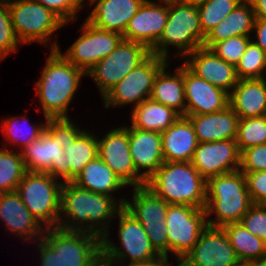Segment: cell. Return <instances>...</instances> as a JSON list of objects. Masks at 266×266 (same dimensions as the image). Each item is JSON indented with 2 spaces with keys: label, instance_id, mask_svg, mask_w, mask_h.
Listing matches in <instances>:
<instances>
[{
  "label": "cell",
  "instance_id": "ee69618b",
  "mask_svg": "<svg viewBox=\"0 0 266 266\" xmlns=\"http://www.w3.org/2000/svg\"><path fill=\"white\" fill-rule=\"evenodd\" d=\"M243 173L253 204L266 206V171Z\"/></svg>",
  "mask_w": 266,
  "mask_h": 266
},
{
  "label": "cell",
  "instance_id": "7a4b0ae2",
  "mask_svg": "<svg viewBox=\"0 0 266 266\" xmlns=\"http://www.w3.org/2000/svg\"><path fill=\"white\" fill-rule=\"evenodd\" d=\"M101 243L91 233L47 228L37 243L41 266H103Z\"/></svg>",
  "mask_w": 266,
  "mask_h": 266
},
{
  "label": "cell",
  "instance_id": "e575fe53",
  "mask_svg": "<svg viewBox=\"0 0 266 266\" xmlns=\"http://www.w3.org/2000/svg\"><path fill=\"white\" fill-rule=\"evenodd\" d=\"M243 0H206L197 5L200 25L206 36L220 21H222Z\"/></svg>",
  "mask_w": 266,
  "mask_h": 266
},
{
  "label": "cell",
  "instance_id": "4dcf8cb0",
  "mask_svg": "<svg viewBox=\"0 0 266 266\" xmlns=\"http://www.w3.org/2000/svg\"><path fill=\"white\" fill-rule=\"evenodd\" d=\"M72 182L82 189L107 196L127 186L99 156L90 161Z\"/></svg>",
  "mask_w": 266,
  "mask_h": 266
},
{
  "label": "cell",
  "instance_id": "60d3db41",
  "mask_svg": "<svg viewBox=\"0 0 266 266\" xmlns=\"http://www.w3.org/2000/svg\"><path fill=\"white\" fill-rule=\"evenodd\" d=\"M71 118H48L46 119V130L59 140V145L65 148L70 141L76 138L84 131L80 130ZM77 127V128H76Z\"/></svg>",
  "mask_w": 266,
  "mask_h": 266
},
{
  "label": "cell",
  "instance_id": "8d00e7d4",
  "mask_svg": "<svg viewBox=\"0 0 266 266\" xmlns=\"http://www.w3.org/2000/svg\"><path fill=\"white\" fill-rule=\"evenodd\" d=\"M236 143L240 152L266 144V115L239 119Z\"/></svg>",
  "mask_w": 266,
  "mask_h": 266
},
{
  "label": "cell",
  "instance_id": "ba28073f",
  "mask_svg": "<svg viewBox=\"0 0 266 266\" xmlns=\"http://www.w3.org/2000/svg\"><path fill=\"white\" fill-rule=\"evenodd\" d=\"M116 215L119 216V240L122 248H118L108 237L102 239V265L112 266L130 260L129 264L152 261L162 255L150 242L143 226L124 208ZM130 257V258H129ZM127 258V259H126ZM119 260V261H118Z\"/></svg>",
  "mask_w": 266,
  "mask_h": 266
},
{
  "label": "cell",
  "instance_id": "1f68e13d",
  "mask_svg": "<svg viewBox=\"0 0 266 266\" xmlns=\"http://www.w3.org/2000/svg\"><path fill=\"white\" fill-rule=\"evenodd\" d=\"M131 116L132 127L161 133L181 115L174 109L147 98L133 108Z\"/></svg>",
  "mask_w": 266,
  "mask_h": 266
},
{
  "label": "cell",
  "instance_id": "7402d4cb",
  "mask_svg": "<svg viewBox=\"0 0 266 266\" xmlns=\"http://www.w3.org/2000/svg\"><path fill=\"white\" fill-rule=\"evenodd\" d=\"M0 219L12 233H18L24 240L34 241L35 236L40 240L46 229L25 207L16 191L0 193Z\"/></svg>",
  "mask_w": 266,
  "mask_h": 266
},
{
  "label": "cell",
  "instance_id": "9c48e42d",
  "mask_svg": "<svg viewBox=\"0 0 266 266\" xmlns=\"http://www.w3.org/2000/svg\"><path fill=\"white\" fill-rule=\"evenodd\" d=\"M6 2L15 35L22 45L38 42L48 47L50 36L66 24L58 15L36 0Z\"/></svg>",
  "mask_w": 266,
  "mask_h": 266
},
{
  "label": "cell",
  "instance_id": "d590c367",
  "mask_svg": "<svg viewBox=\"0 0 266 266\" xmlns=\"http://www.w3.org/2000/svg\"><path fill=\"white\" fill-rule=\"evenodd\" d=\"M263 71H266V52L251 40L236 65L237 76L239 79H261L265 78Z\"/></svg>",
  "mask_w": 266,
  "mask_h": 266
},
{
  "label": "cell",
  "instance_id": "4fadbf2b",
  "mask_svg": "<svg viewBox=\"0 0 266 266\" xmlns=\"http://www.w3.org/2000/svg\"><path fill=\"white\" fill-rule=\"evenodd\" d=\"M83 34L70 46L66 53H61L75 67L88 72L97 62L115 50L123 39L117 32L95 27L85 20Z\"/></svg>",
  "mask_w": 266,
  "mask_h": 266
},
{
  "label": "cell",
  "instance_id": "3957f363",
  "mask_svg": "<svg viewBox=\"0 0 266 266\" xmlns=\"http://www.w3.org/2000/svg\"><path fill=\"white\" fill-rule=\"evenodd\" d=\"M86 73L75 67L62 54L57 42L51 47L40 80L36 83L45 119L68 118V105Z\"/></svg>",
  "mask_w": 266,
  "mask_h": 266
},
{
  "label": "cell",
  "instance_id": "5bb4252c",
  "mask_svg": "<svg viewBox=\"0 0 266 266\" xmlns=\"http://www.w3.org/2000/svg\"><path fill=\"white\" fill-rule=\"evenodd\" d=\"M238 261L224 229L207 226L177 266H230Z\"/></svg>",
  "mask_w": 266,
  "mask_h": 266
},
{
  "label": "cell",
  "instance_id": "b9f144b4",
  "mask_svg": "<svg viewBox=\"0 0 266 266\" xmlns=\"http://www.w3.org/2000/svg\"><path fill=\"white\" fill-rule=\"evenodd\" d=\"M239 223L254 236L266 242V206L253 204Z\"/></svg>",
  "mask_w": 266,
  "mask_h": 266
},
{
  "label": "cell",
  "instance_id": "d6986e66",
  "mask_svg": "<svg viewBox=\"0 0 266 266\" xmlns=\"http://www.w3.org/2000/svg\"><path fill=\"white\" fill-rule=\"evenodd\" d=\"M184 65L196 76L230 93L238 83L236 66L217 56L211 49L200 47L186 55Z\"/></svg>",
  "mask_w": 266,
  "mask_h": 266
},
{
  "label": "cell",
  "instance_id": "603a6c76",
  "mask_svg": "<svg viewBox=\"0 0 266 266\" xmlns=\"http://www.w3.org/2000/svg\"><path fill=\"white\" fill-rule=\"evenodd\" d=\"M161 135L164 162H191L199 142L188 117L180 116Z\"/></svg>",
  "mask_w": 266,
  "mask_h": 266
},
{
  "label": "cell",
  "instance_id": "836d02e7",
  "mask_svg": "<svg viewBox=\"0 0 266 266\" xmlns=\"http://www.w3.org/2000/svg\"><path fill=\"white\" fill-rule=\"evenodd\" d=\"M0 150V193L16 191L27 172L21 152Z\"/></svg>",
  "mask_w": 266,
  "mask_h": 266
},
{
  "label": "cell",
  "instance_id": "f907efd6",
  "mask_svg": "<svg viewBox=\"0 0 266 266\" xmlns=\"http://www.w3.org/2000/svg\"><path fill=\"white\" fill-rule=\"evenodd\" d=\"M253 266H266V253L253 263Z\"/></svg>",
  "mask_w": 266,
  "mask_h": 266
},
{
  "label": "cell",
  "instance_id": "7bdbcfd3",
  "mask_svg": "<svg viewBox=\"0 0 266 266\" xmlns=\"http://www.w3.org/2000/svg\"><path fill=\"white\" fill-rule=\"evenodd\" d=\"M242 172L266 171V144L244 149L241 152Z\"/></svg>",
  "mask_w": 266,
  "mask_h": 266
},
{
  "label": "cell",
  "instance_id": "ac0fdd59",
  "mask_svg": "<svg viewBox=\"0 0 266 266\" xmlns=\"http://www.w3.org/2000/svg\"><path fill=\"white\" fill-rule=\"evenodd\" d=\"M186 115H202L229 106V93L196 76L184 65Z\"/></svg>",
  "mask_w": 266,
  "mask_h": 266
},
{
  "label": "cell",
  "instance_id": "f6af8a7d",
  "mask_svg": "<svg viewBox=\"0 0 266 266\" xmlns=\"http://www.w3.org/2000/svg\"><path fill=\"white\" fill-rule=\"evenodd\" d=\"M45 8L53 11L66 24L76 17V12L83 7L84 0H36Z\"/></svg>",
  "mask_w": 266,
  "mask_h": 266
},
{
  "label": "cell",
  "instance_id": "ffe728a7",
  "mask_svg": "<svg viewBox=\"0 0 266 266\" xmlns=\"http://www.w3.org/2000/svg\"><path fill=\"white\" fill-rule=\"evenodd\" d=\"M128 130L130 155L136 171L147 181L164 163L160 132L124 126ZM144 172L140 173V170Z\"/></svg>",
  "mask_w": 266,
  "mask_h": 266
},
{
  "label": "cell",
  "instance_id": "277c9868",
  "mask_svg": "<svg viewBox=\"0 0 266 266\" xmlns=\"http://www.w3.org/2000/svg\"><path fill=\"white\" fill-rule=\"evenodd\" d=\"M146 185L168 204L205 208L207 181L191 162H164Z\"/></svg>",
  "mask_w": 266,
  "mask_h": 266
},
{
  "label": "cell",
  "instance_id": "4316f807",
  "mask_svg": "<svg viewBox=\"0 0 266 266\" xmlns=\"http://www.w3.org/2000/svg\"><path fill=\"white\" fill-rule=\"evenodd\" d=\"M168 205L144 184L134 187L132 202L125 200L123 208L139 221L146 231L148 228L162 227L165 224Z\"/></svg>",
  "mask_w": 266,
  "mask_h": 266
},
{
  "label": "cell",
  "instance_id": "d6a6232c",
  "mask_svg": "<svg viewBox=\"0 0 266 266\" xmlns=\"http://www.w3.org/2000/svg\"><path fill=\"white\" fill-rule=\"evenodd\" d=\"M240 261L254 263L266 253V242L254 236L241 223L222 227Z\"/></svg>",
  "mask_w": 266,
  "mask_h": 266
},
{
  "label": "cell",
  "instance_id": "9a60e30c",
  "mask_svg": "<svg viewBox=\"0 0 266 266\" xmlns=\"http://www.w3.org/2000/svg\"><path fill=\"white\" fill-rule=\"evenodd\" d=\"M98 156L126 185L141 186L146 180L139 174L130 155L128 130L118 127L98 139Z\"/></svg>",
  "mask_w": 266,
  "mask_h": 266
},
{
  "label": "cell",
  "instance_id": "2e32d148",
  "mask_svg": "<svg viewBox=\"0 0 266 266\" xmlns=\"http://www.w3.org/2000/svg\"><path fill=\"white\" fill-rule=\"evenodd\" d=\"M191 163L207 181L211 177L239 170L241 152L236 140L199 142Z\"/></svg>",
  "mask_w": 266,
  "mask_h": 266
},
{
  "label": "cell",
  "instance_id": "bcb514c9",
  "mask_svg": "<svg viewBox=\"0 0 266 266\" xmlns=\"http://www.w3.org/2000/svg\"><path fill=\"white\" fill-rule=\"evenodd\" d=\"M166 224L162 227L148 228L147 236L154 248L162 255L168 257V238Z\"/></svg>",
  "mask_w": 266,
  "mask_h": 266
},
{
  "label": "cell",
  "instance_id": "ab89813d",
  "mask_svg": "<svg viewBox=\"0 0 266 266\" xmlns=\"http://www.w3.org/2000/svg\"><path fill=\"white\" fill-rule=\"evenodd\" d=\"M19 42L13 29L8 4L6 0H0V55L5 59L9 53L16 52Z\"/></svg>",
  "mask_w": 266,
  "mask_h": 266
},
{
  "label": "cell",
  "instance_id": "681fc988",
  "mask_svg": "<svg viewBox=\"0 0 266 266\" xmlns=\"http://www.w3.org/2000/svg\"><path fill=\"white\" fill-rule=\"evenodd\" d=\"M168 257L161 256L156 258L152 261L143 262V263H135V264H128L126 266H169L168 264Z\"/></svg>",
  "mask_w": 266,
  "mask_h": 266
},
{
  "label": "cell",
  "instance_id": "74e56055",
  "mask_svg": "<svg viewBox=\"0 0 266 266\" xmlns=\"http://www.w3.org/2000/svg\"><path fill=\"white\" fill-rule=\"evenodd\" d=\"M25 118L26 117L23 116L22 119L26 120L25 122H28L27 120L29 119L27 118L25 119ZM19 120L20 119L17 116L12 117V118L10 117L8 119L6 118L1 128L4 131V135L6 136V139L13 142L12 145L15 143L17 144L18 142H19L18 144H20L21 142L23 146L22 148L24 149V147L29 145L31 142H34L35 140L41 137V134L46 129V125L40 124L41 126L37 125L36 127H34V125L33 126L31 125V129L29 127L28 128L29 130H28L26 127H22L21 125L22 122L20 121L21 123H19ZM24 124L23 126H25ZM23 128L27 130H24ZM23 131H26V132H23Z\"/></svg>",
  "mask_w": 266,
  "mask_h": 266
},
{
  "label": "cell",
  "instance_id": "484cf974",
  "mask_svg": "<svg viewBox=\"0 0 266 266\" xmlns=\"http://www.w3.org/2000/svg\"><path fill=\"white\" fill-rule=\"evenodd\" d=\"M229 106L239 119L266 115V78L239 79L229 93Z\"/></svg>",
  "mask_w": 266,
  "mask_h": 266
},
{
  "label": "cell",
  "instance_id": "816d5d0a",
  "mask_svg": "<svg viewBox=\"0 0 266 266\" xmlns=\"http://www.w3.org/2000/svg\"><path fill=\"white\" fill-rule=\"evenodd\" d=\"M230 266H253L251 262L238 261L237 263Z\"/></svg>",
  "mask_w": 266,
  "mask_h": 266
},
{
  "label": "cell",
  "instance_id": "e0dca14e",
  "mask_svg": "<svg viewBox=\"0 0 266 266\" xmlns=\"http://www.w3.org/2000/svg\"><path fill=\"white\" fill-rule=\"evenodd\" d=\"M145 0L137 13L130 19L123 39L140 43L151 50L160 39L168 18V0Z\"/></svg>",
  "mask_w": 266,
  "mask_h": 266
},
{
  "label": "cell",
  "instance_id": "44dd1931",
  "mask_svg": "<svg viewBox=\"0 0 266 266\" xmlns=\"http://www.w3.org/2000/svg\"><path fill=\"white\" fill-rule=\"evenodd\" d=\"M94 5L86 18L95 27L124 34L130 19L145 0H89Z\"/></svg>",
  "mask_w": 266,
  "mask_h": 266
},
{
  "label": "cell",
  "instance_id": "c3c4849f",
  "mask_svg": "<svg viewBox=\"0 0 266 266\" xmlns=\"http://www.w3.org/2000/svg\"><path fill=\"white\" fill-rule=\"evenodd\" d=\"M253 8L256 19L266 20V0H248Z\"/></svg>",
  "mask_w": 266,
  "mask_h": 266
},
{
  "label": "cell",
  "instance_id": "f1b7e54d",
  "mask_svg": "<svg viewBox=\"0 0 266 266\" xmlns=\"http://www.w3.org/2000/svg\"><path fill=\"white\" fill-rule=\"evenodd\" d=\"M255 20L251 3L243 0L206 35L203 47L210 49L215 43L233 36H249Z\"/></svg>",
  "mask_w": 266,
  "mask_h": 266
},
{
  "label": "cell",
  "instance_id": "cb8c5ba5",
  "mask_svg": "<svg viewBox=\"0 0 266 266\" xmlns=\"http://www.w3.org/2000/svg\"><path fill=\"white\" fill-rule=\"evenodd\" d=\"M186 117L193 124L198 142L236 140L239 117L230 106L219 112Z\"/></svg>",
  "mask_w": 266,
  "mask_h": 266
},
{
  "label": "cell",
  "instance_id": "7c38bea8",
  "mask_svg": "<svg viewBox=\"0 0 266 266\" xmlns=\"http://www.w3.org/2000/svg\"><path fill=\"white\" fill-rule=\"evenodd\" d=\"M150 54L145 45L122 39L115 50L97 62L86 75L96 81L103 97Z\"/></svg>",
  "mask_w": 266,
  "mask_h": 266
},
{
  "label": "cell",
  "instance_id": "6da1fadb",
  "mask_svg": "<svg viewBox=\"0 0 266 266\" xmlns=\"http://www.w3.org/2000/svg\"><path fill=\"white\" fill-rule=\"evenodd\" d=\"M125 200L121 198L116 202L113 196L82 189L73 182H63L60 213L68 216L72 222L65 221L61 217L58 220V227L67 231L91 233L102 240L108 237L110 227L108 223L123 208Z\"/></svg>",
  "mask_w": 266,
  "mask_h": 266
},
{
  "label": "cell",
  "instance_id": "d4e9b609",
  "mask_svg": "<svg viewBox=\"0 0 266 266\" xmlns=\"http://www.w3.org/2000/svg\"><path fill=\"white\" fill-rule=\"evenodd\" d=\"M21 154L27 171L54 176L61 168L64 152L59 140L45 129L39 139L21 150Z\"/></svg>",
  "mask_w": 266,
  "mask_h": 266
},
{
  "label": "cell",
  "instance_id": "52a82bcc",
  "mask_svg": "<svg viewBox=\"0 0 266 266\" xmlns=\"http://www.w3.org/2000/svg\"><path fill=\"white\" fill-rule=\"evenodd\" d=\"M48 173L27 171L17 186L25 207L47 228L58 227L63 183Z\"/></svg>",
  "mask_w": 266,
  "mask_h": 266
},
{
  "label": "cell",
  "instance_id": "83f0119b",
  "mask_svg": "<svg viewBox=\"0 0 266 266\" xmlns=\"http://www.w3.org/2000/svg\"><path fill=\"white\" fill-rule=\"evenodd\" d=\"M63 152L61 168L54 177L63 178L64 182H72L83 168L98 156V139L84 130L75 141H70L63 148Z\"/></svg>",
  "mask_w": 266,
  "mask_h": 266
},
{
  "label": "cell",
  "instance_id": "f35d334b",
  "mask_svg": "<svg viewBox=\"0 0 266 266\" xmlns=\"http://www.w3.org/2000/svg\"><path fill=\"white\" fill-rule=\"evenodd\" d=\"M250 41L249 36H233L215 43L210 49L226 62L236 66Z\"/></svg>",
  "mask_w": 266,
  "mask_h": 266
},
{
  "label": "cell",
  "instance_id": "7dc6e473",
  "mask_svg": "<svg viewBox=\"0 0 266 266\" xmlns=\"http://www.w3.org/2000/svg\"><path fill=\"white\" fill-rule=\"evenodd\" d=\"M253 30L257 37L253 42L266 52V20L256 19Z\"/></svg>",
  "mask_w": 266,
  "mask_h": 266
},
{
  "label": "cell",
  "instance_id": "f546056e",
  "mask_svg": "<svg viewBox=\"0 0 266 266\" xmlns=\"http://www.w3.org/2000/svg\"><path fill=\"white\" fill-rule=\"evenodd\" d=\"M165 65L156 75L150 98L186 116L184 94V64L176 69V74L166 73Z\"/></svg>",
  "mask_w": 266,
  "mask_h": 266
},
{
  "label": "cell",
  "instance_id": "8fae6325",
  "mask_svg": "<svg viewBox=\"0 0 266 266\" xmlns=\"http://www.w3.org/2000/svg\"><path fill=\"white\" fill-rule=\"evenodd\" d=\"M167 64V59L151 53L102 97L104 107H118L128 103H134L136 107L150 98L155 77Z\"/></svg>",
  "mask_w": 266,
  "mask_h": 266
},
{
  "label": "cell",
  "instance_id": "8992f818",
  "mask_svg": "<svg viewBox=\"0 0 266 266\" xmlns=\"http://www.w3.org/2000/svg\"><path fill=\"white\" fill-rule=\"evenodd\" d=\"M205 38L197 5L182 0H168L167 23L160 39L150 52L167 59V48L173 45L179 49L181 56L185 57L202 47Z\"/></svg>",
  "mask_w": 266,
  "mask_h": 266
},
{
  "label": "cell",
  "instance_id": "f5cc1de1",
  "mask_svg": "<svg viewBox=\"0 0 266 266\" xmlns=\"http://www.w3.org/2000/svg\"><path fill=\"white\" fill-rule=\"evenodd\" d=\"M182 1H184V2H188V3H192V4H194V5H198V4H200V3L205 2L206 0H182Z\"/></svg>",
  "mask_w": 266,
  "mask_h": 266
},
{
  "label": "cell",
  "instance_id": "30bf717a",
  "mask_svg": "<svg viewBox=\"0 0 266 266\" xmlns=\"http://www.w3.org/2000/svg\"><path fill=\"white\" fill-rule=\"evenodd\" d=\"M168 253L175 254L180 262L197 243L208 226L205 209L184 204H169L165 218Z\"/></svg>",
  "mask_w": 266,
  "mask_h": 266
},
{
  "label": "cell",
  "instance_id": "5b68a950",
  "mask_svg": "<svg viewBox=\"0 0 266 266\" xmlns=\"http://www.w3.org/2000/svg\"><path fill=\"white\" fill-rule=\"evenodd\" d=\"M252 205L245 176L240 169L207 180L206 217L216 214L215 221L207 220L208 226L224 227L238 223Z\"/></svg>",
  "mask_w": 266,
  "mask_h": 266
}]
</instances>
